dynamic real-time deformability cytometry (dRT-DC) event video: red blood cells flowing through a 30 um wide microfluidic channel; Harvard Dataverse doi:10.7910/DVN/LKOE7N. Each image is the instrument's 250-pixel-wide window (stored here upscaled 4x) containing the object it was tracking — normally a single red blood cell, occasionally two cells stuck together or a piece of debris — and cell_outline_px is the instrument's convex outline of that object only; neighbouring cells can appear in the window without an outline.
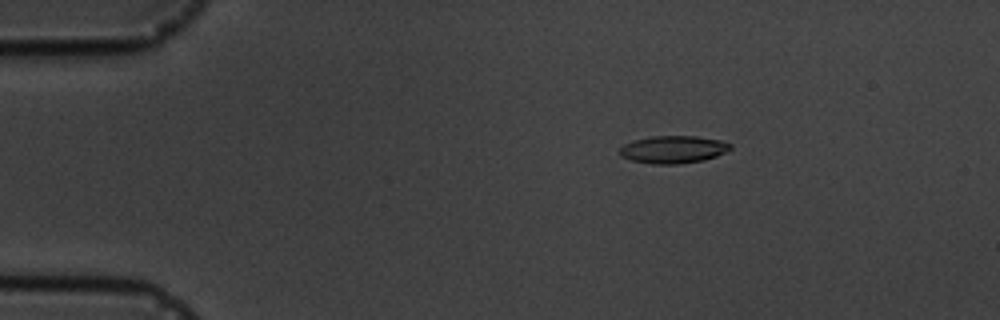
{"species": "common noctule bat (a hibernating species)", "species_latin": "Nyctalus noctula", "temperature_condition": "cold", "stored_images_in_passage": 5, "camera_frame_rate_fps": 3000, "um_per_image_px": 0.085, "animal": {"sex": "male", "body_mass_g": 19.5, "forearm_length_mm": 54.6}, "frame": {"image": 1, "passage_image": 3, "time_ms": 2.333, "image_size_px": [1000, 320], "cell_outline_px": [[732, 148], [728, 152], [704, 160], [680, 164], [652, 164], [632, 160], [620, 156], [620, 148], [624, 144], [632, 140], [652, 136], [696, 136], [720, 140], [732, 144]], "centroid_in_image_um": [57.24, 12.7], "position_along_channel_um": 27.8, "area_um2": 17.92}}